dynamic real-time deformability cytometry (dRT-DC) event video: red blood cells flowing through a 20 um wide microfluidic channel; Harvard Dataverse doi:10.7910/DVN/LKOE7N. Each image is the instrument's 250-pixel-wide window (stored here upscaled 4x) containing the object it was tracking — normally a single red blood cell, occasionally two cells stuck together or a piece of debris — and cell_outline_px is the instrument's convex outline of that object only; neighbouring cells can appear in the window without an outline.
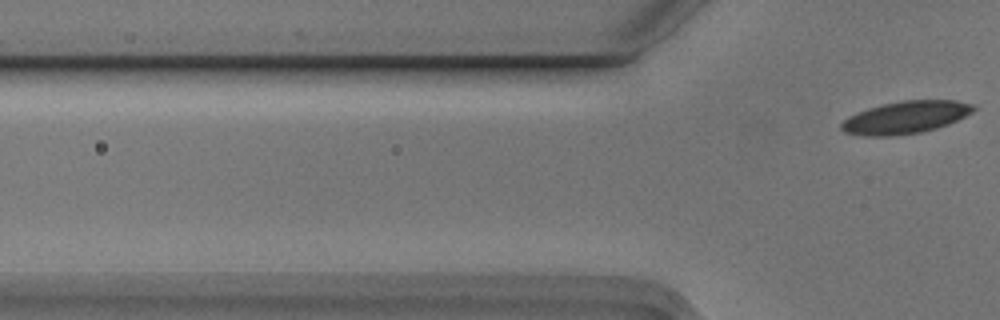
{"species": "Egyptian fruit bat (a non-hibernating species)", "species_latin": "Rousettus aegyptiacus", "temperature_condition": "cold", "stored_images_in_passage": 8, "segment_of_instrument_passage": [2, 2], "camera_frame_rate_fps": 3000, "um_per_image_px": 0.085, "animal": {"sex": "male"}, "frame": {"image": 1, "passage_image": 8, "time_ms": 2.333, "image_size_px": [1000, 320], "cell_outline_px": [[976, 108], [972, 112], [948, 124], [936, 128], [920, 132], [892, 136], [864, 136], [844, 132], [840, 128], [840, 124], [848, 116], [856, 112], [868, 108], [884, 104], [904, 100], [956, 100], [976, 104]], "centroid_in_image_um": [76.96, 9.97], "position_along_channel_um": 48.8, "area_um2": 24.97}}